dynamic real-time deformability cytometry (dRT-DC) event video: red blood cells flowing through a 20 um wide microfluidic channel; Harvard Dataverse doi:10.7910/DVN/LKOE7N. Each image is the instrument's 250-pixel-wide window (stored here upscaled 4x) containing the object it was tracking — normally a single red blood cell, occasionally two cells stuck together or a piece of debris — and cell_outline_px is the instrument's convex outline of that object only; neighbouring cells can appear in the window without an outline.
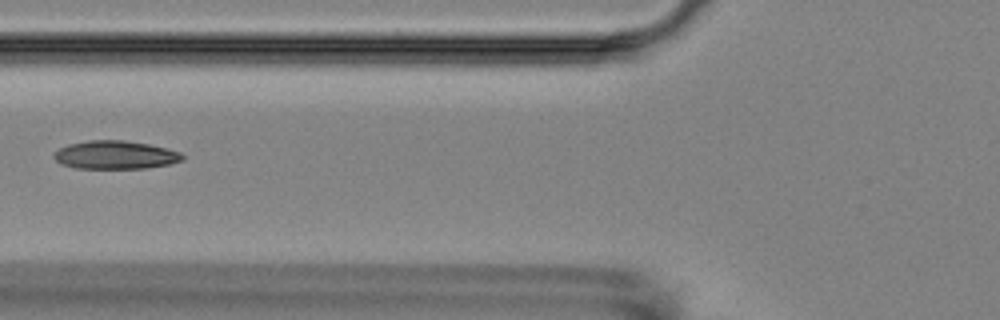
{"species": "Egyptian fruit bat (a non-hibernating species)", "species_latin": "Rousettus aegyptiacus", "temperature_condition": "room temperature", "stored_images_in_passage": 14, "camera_frame_rate_fps": 3000, "um_per_image_px": 0.085, "animal": {"sex": "female"}, "frame": {"image": 1, "passage_image": 5, "time_ms": 5.667, "image_size_px": [1000, 320], "cell_outline_px": [[184, 160], [168, 164], [148, 168], [76, 168], [60, 164], [52, 156], [60, 148], [68, 144], [88, 140], [124, 140], [148, 144], [168, 148], [180, 152], [184, 156]], "centroid_in_image_um": [9.81, 13.16], "position_along_channel_um": 116.0, "area_um2": 21.21}}
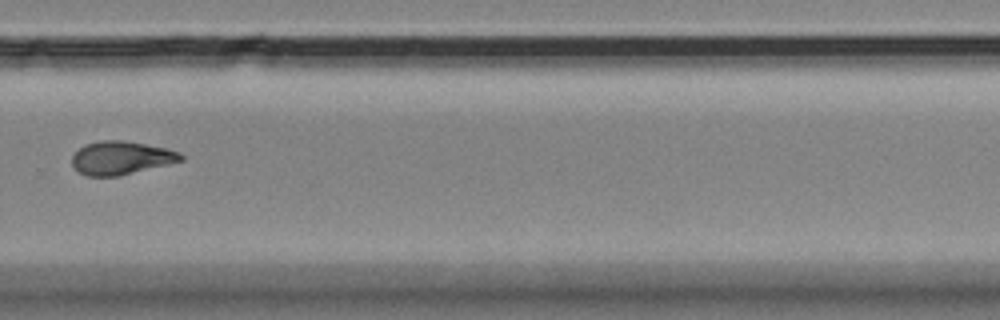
{"frame": {"image": 2, "passage_image": 10, "time_ms": 11.333, "image_size_px": [1000, 320], "cell_outline_px": [[184, 160], [168, 164], [116, 176], [88, 176], [80, 172], [72, 164], [72, 156], [84, 144], [100, 140], [124, 140], [168, 148], [180, 152], [184, 156]], "centroid_in_image_um": [10.31, 13.4], "position_along_channel_um": 319.5, "area_um2": 21.04}}
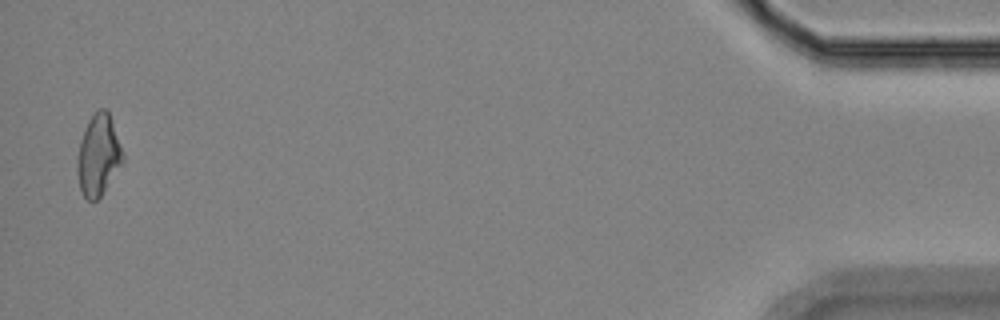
{"frame": {"image": 3, "passage_image": 14, "time_ms": 16.667, "image_size_px": [1000, 320], "cell_outline_px": [[124, 160], [100, 196], [96, 200], [88, 200], [84, 196], [80, 188], [76, 172], [76, 160], [80, 140], [84, 128], [88, 120], [100, 108], [104, 108], [108, 112], [124, 156]], "centroid_in_image_um": [8.32, 13.2], "position_along_channel_um": 426.9, "area_um2": 21.15}, "authors_computed_cell_mechanics": {"area_um2": 21.0681, "velocity_mm_per_s": 3.6011, "shape_relaxation_time_tau1_ms": 9.7843, "shape_relaxation_time_tau2_ms": 2.4725, "deformation_change_tau1": 0.1839, "deformation_change_tau2": 0.0579}}